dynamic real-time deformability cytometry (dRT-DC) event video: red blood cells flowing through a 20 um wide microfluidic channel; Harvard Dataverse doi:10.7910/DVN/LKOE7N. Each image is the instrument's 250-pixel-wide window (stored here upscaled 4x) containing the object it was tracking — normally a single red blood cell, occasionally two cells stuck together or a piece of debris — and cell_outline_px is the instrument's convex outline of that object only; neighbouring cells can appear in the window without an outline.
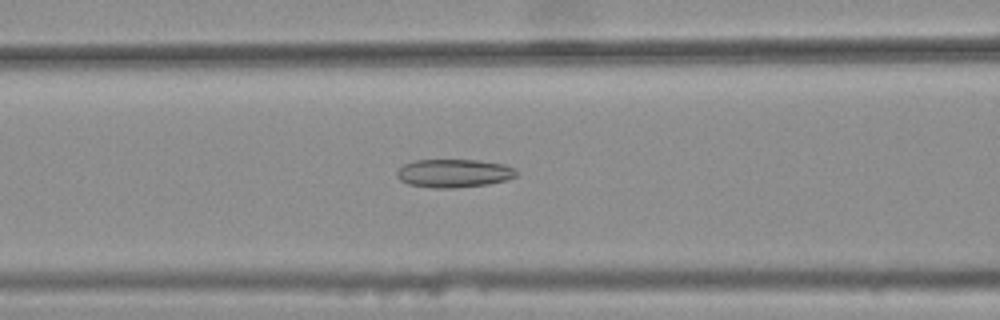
{"species": "common noctule bat (a hibernating species)", "species_latin": "Nyctalus noctula", "temperature_condition": "warm", "stored_images_in_passage": 42, "camera_frame_rate_fps": 3000, "um_per_image_px": 0.085, "animal": {"sex": "female", "body_mass_g": 25.1}, "frame": {"image": 1, "passage_image": 18, "time_ms": 5.667, "image_size_px": [1000, 320], "cell_outline_px": [[520, 172], [516, 176], [504, 180], [488, 184], [456, 188], [432, 188], [408, 184], [400, 180], [396, 176], [396, 172], [404, 164], [412, 160], [480, 160], [504, 164]], "centroid_in_image_um": [38.56, 14.72], "position_along_channel_um": 128.0, "area_um2": 19.83}}
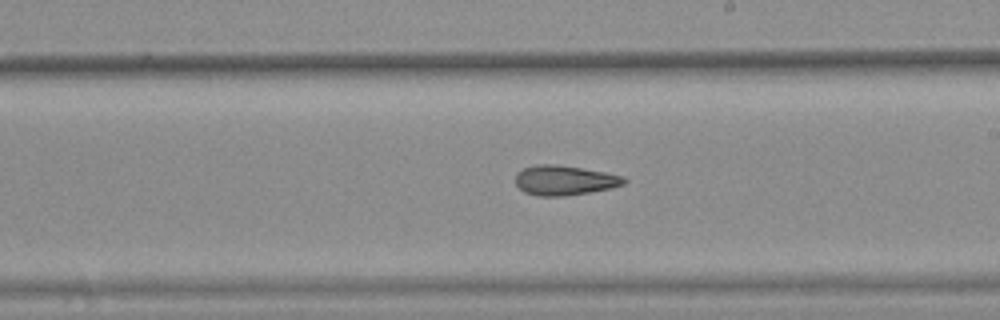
{"frame": {"image": 2, "passage_image": 27, "time_ms": 8.667, "image_size_px": [1000, 320], "cell_outline_px": [[628, 180], [624, 184], [612, 188], [568, 196], [536, 196], [524, 192], [516, 184], [516, 172], [524, 168], [540, 164], [556, 164], [604, 172], [624, 176]], "centroid_in_image_um": [47.99, 15.34], "position_along_channel_um": 241.0, "area_um2": 18.9}}
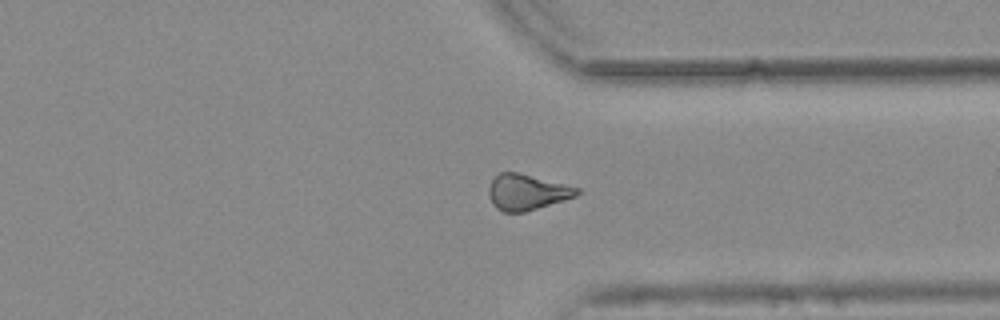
{"frame": {"image": 3, "passage_image": 37, "time_ms": 12.0, "image_size_px": [1000, 320], "cell_outline_px": [[580, 192], [576, 196], [564, 200], [524, 212], [504, 212], [496, 208], [492, 204], [488, 192], [488, 188], [492, 180], [500, 172], [516, 172], [580, 188]], "centroid_in_image_um": [44.76, 16.34], "position_along_channel_um": 366.6, "area_um2": 18.15}, "authors_computed_cell_mechanics": {"area_um2": 19.0162, "velocity_mm_per_s": 3.7747, "shape_relaxation_time_tau1_ms": null, "shape_relaxation_time_tau2_ms": 4.4698, "deformation_change_tau1": null, "deformation_change_tau2": 0.1399}}